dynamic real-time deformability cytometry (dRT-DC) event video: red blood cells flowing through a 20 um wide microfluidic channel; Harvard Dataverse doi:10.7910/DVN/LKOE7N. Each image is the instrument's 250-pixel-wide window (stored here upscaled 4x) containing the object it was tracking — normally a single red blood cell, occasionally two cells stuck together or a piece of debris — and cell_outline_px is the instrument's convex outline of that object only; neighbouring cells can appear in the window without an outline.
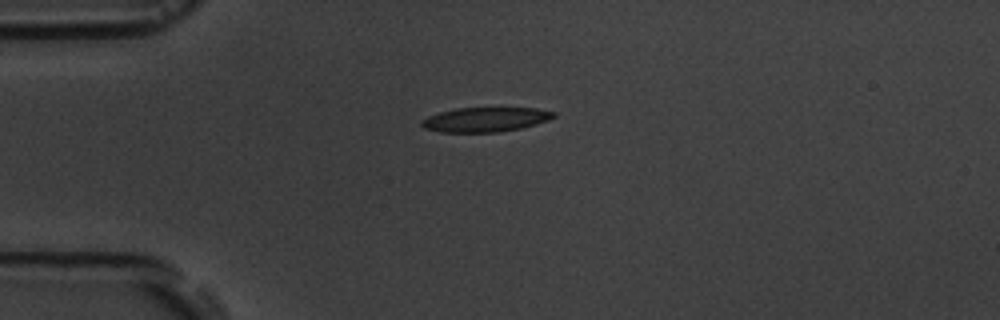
{"species": "common noctule bat (a hibernating species)", "species_latin": "Nyctalus noctula", "temperature_condition": "room temperature", "stored_images_in_passage": 2, "camera_frame_rate_fps": 3000, "um_per_image_px": 0.085, "animal": {"sex": "male", "body_mass_g": 19.5, "forearm_length_mm": 54.6}, "frame": {"image": 1, "passage_image": 1, "time_ms": 0.0, "image_size_px": [1000, 320], "cell_outline_px": [[556, 116], [548, 120], [536, 124], [520, 128], [500, 132], [440, 132], [424, 128], [420, 124], [420, 120], [428, 116], [440, 112], [456, 108], [536, 108], [556, 112]], "centroid_in_image_um": [41.25, 10.16], "position_along_channel_um": 43.8, "area_um2": 18.9}}